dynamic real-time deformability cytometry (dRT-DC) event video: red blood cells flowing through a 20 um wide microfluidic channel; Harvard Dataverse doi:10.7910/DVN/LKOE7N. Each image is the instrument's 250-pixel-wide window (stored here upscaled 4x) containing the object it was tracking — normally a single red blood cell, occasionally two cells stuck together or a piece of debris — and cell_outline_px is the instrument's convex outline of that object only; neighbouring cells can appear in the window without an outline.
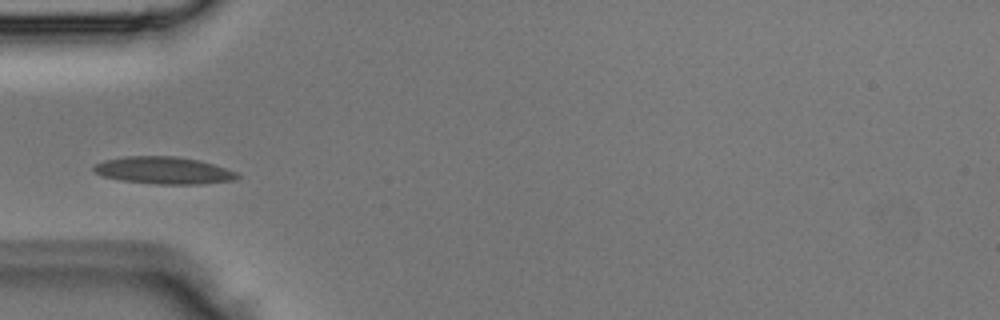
{"species": "Egyptian fruit bat (a non-hibernating species)", "species_latin": "Rousettus aegyptiacus", "temperature_condition": "room temperature", "stored_images_in_passage": 3, "camera_frame_rate_fps": 3000, "um_per_image_px": 0.085, "animal": {"sex": "male"}, "frame": {"image": 1, "passage_image": 3, "time_ms": 0.667, "image_size_px": [1000, 320], "cell_outline_px": [[240, 176], [236, 180], [204, 184], [156, 184], [124, 180], [104, 176], [96, 172], [92, 168], [96, 164], [104, 160], [124, 156], [176, 156], [200, 160], [236, 172]], "centroid_in_image_um": [13.95, 14.48], "position_along_channel_um": 71.1, "area_um2": 22.6}}